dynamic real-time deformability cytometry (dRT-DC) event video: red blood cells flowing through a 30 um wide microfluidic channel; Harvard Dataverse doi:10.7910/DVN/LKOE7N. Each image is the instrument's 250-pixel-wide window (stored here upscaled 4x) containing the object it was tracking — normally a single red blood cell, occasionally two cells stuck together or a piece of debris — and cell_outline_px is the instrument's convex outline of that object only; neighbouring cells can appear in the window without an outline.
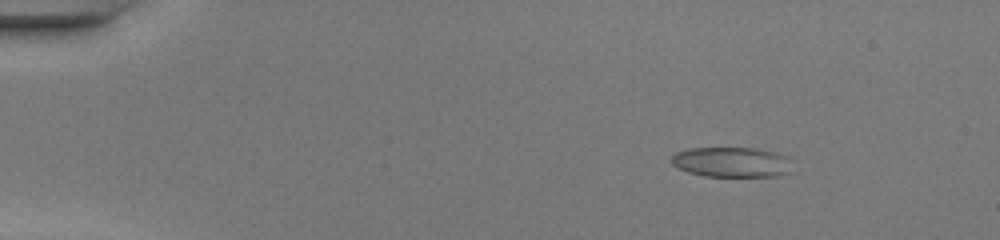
{"species": "common noctule bat (a hibernating species)", "species_latin": "Nyctalus noctula", "temperature_condition": "warm", "stored_images_in_passage": 47, "camera_frame_rate_fps": 3000, "um_per_image_px": 0.085, "animal": {"sex": "female", "body_mass_g": 20.0, "forearm_length_mm": 54.0}, "frame": {"image": 1, "passage_image": 5, "time_ms": 1.333, "image_size_px": [1000, 240], "cell_outline_px": [[796, 172], [776, 176], [704, 176], [688, 172], [676, 168], [672, 164], [672, 156], [676, 152], [688, 148], [756, 148], [776, 152], [788, 156]], "centroid_in_image_um": [62.27, 13.78], "position_along_channel_um": 22.7, "area_um2": 21.68}}
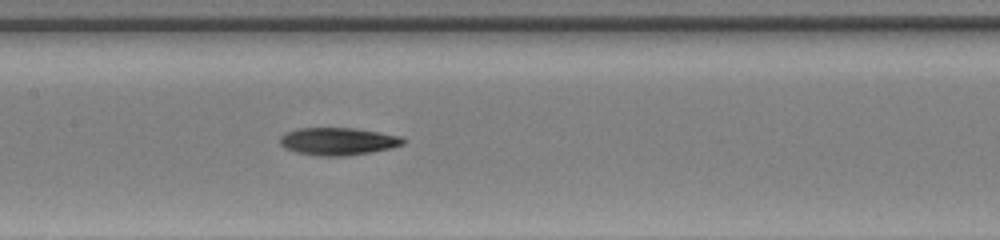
{"frame": {"image": 2, "passage_image": 23, "time_ms": 7.333, "image_size_px": [1000, 240], "cell_outline_px": [[404, 144], [372, 152], [348, 156], [320, 156], [296, 152], [284, 148], [280, 144], [280, 136], [284, 132], [296, 128], [356, 128], [404, 136]], "centroid_in_image_um": [28.71, 12.01], "position_along_channel_um": 178.7, "area_um2": 20.0}}
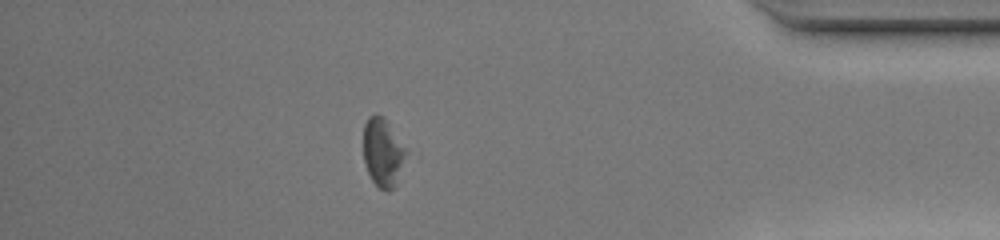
{"frame": {"image": 3, "passage_image": 41, "time_ms": 13.333, "image_size_px": [1000, 240], "cell_outline_px": [[408, 152], [396, 188], [388, 192], [384, 192], [372, 180], [364, 164], [364, 124], [368, 116], [376, 112], [384, 116], [408, 148]], "centroid_in_image_um": [32.59, 12.95], "position_along_channel_um": 402.6, "area_um2": 17.8}, "authors_computed_cell_mechanics": {"area_um2": 19.7676, "velocity_mm_per_s": 4.2863, "shape_relaxation_time_tau1_ms": 3.6541, "shape_relaxation_time_tau2_ms": null, "deformation_change_tau1": 0.1318, "deformation_change_tau2": null}}